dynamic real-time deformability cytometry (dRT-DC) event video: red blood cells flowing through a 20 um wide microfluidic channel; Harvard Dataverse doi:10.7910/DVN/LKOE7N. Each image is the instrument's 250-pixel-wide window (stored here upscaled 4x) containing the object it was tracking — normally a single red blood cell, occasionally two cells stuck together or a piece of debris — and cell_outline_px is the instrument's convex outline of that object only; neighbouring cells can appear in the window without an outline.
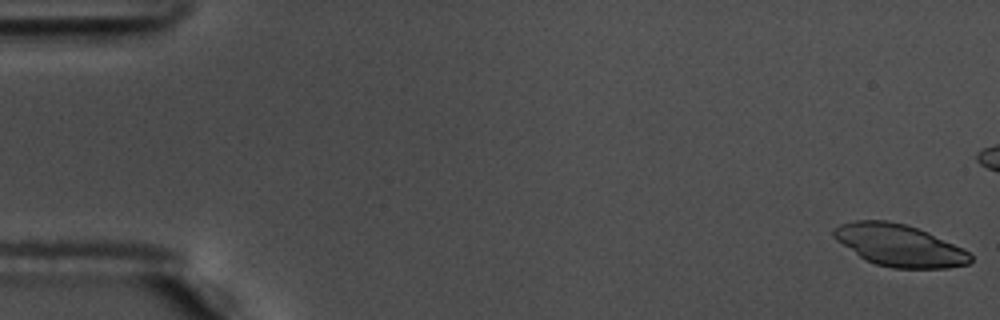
{"species": "common noctule bat (a hibernating species)", "species_latin": "Nyctalus noctula", "temperature_condition": "warm", "stored_images_in_passage": 57, "camera_frame_rate_fps": 3000, "um_per_image_px": 0.085, "animal": {"sex": "male", "body_mass_g": 17.5, "forearm_length_mm": 52.3}, "frame": {"image": 1, "passage_image": 1, "time_ms": 0.0, "image_size_px": [1000, 320], "cell_outline_px": [[972, 260], [968, 264], [948, 268], [892, 268], [876, 264], [864, 260], [836, 240], [832, 236], [832, 232], [840, 224], [856, 220], [888, 220], [904, 224], [928, 232], [964, 248], [972, 256]], "centroid_in_image_um": [76.44, 20.86], "position_along_channel_um": 8.6, "area_um2": 33.47}}